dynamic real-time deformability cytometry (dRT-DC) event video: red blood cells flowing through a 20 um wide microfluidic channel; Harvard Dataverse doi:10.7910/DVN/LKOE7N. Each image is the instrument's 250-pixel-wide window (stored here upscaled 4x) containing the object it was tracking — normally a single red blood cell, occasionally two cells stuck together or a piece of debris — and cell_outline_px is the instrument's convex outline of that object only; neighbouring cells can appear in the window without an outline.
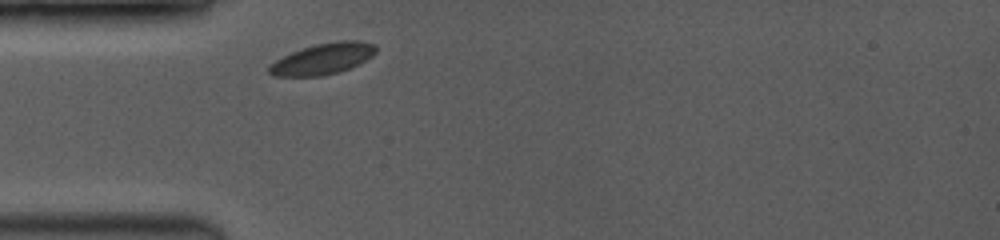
{"species": "common noctule bat (a hibernating species)", "species_latin": "Nyctalus noctula", "temperature_condition": "room temperature", "stored_images_in_passage": 25, "camera_frame_rate_fps": 3500, "um_per_image_px": 0.085, "animal": {"sex": "female", "body_mass_g": 19.0, "forearm_length_mm": 53.3}, "frame": {"image": 1, "passage_image": 1, "time_ms": 0.0, "image_size_px": [1000, 240], "cell_outline_px": [[376, 52], [372, 56], [348, 68], [336, 72], [320, 76], [272, 76], [268, 72], [268, 64], [292, 52], [316, 44], [340, 40], [360, 40], [376, 44]], "centroid_in_image_um": [27.42, 4.99], "position_along_channel_um": 57.6, "area_um2": 19.13}}
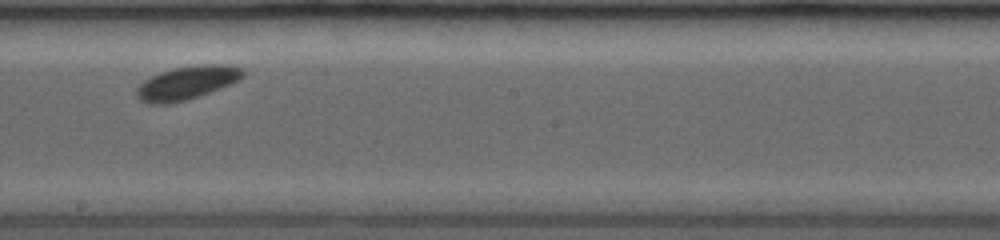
{"frame": {"image": 2, "passage_image": 15, "time_ms": 4.571, "image_size_px": [1000, 240], "cell_outline_px": [[248, 72], [244, 76], [220, 88], [200, 96], [168, 104], [148, 104], [140, 100], [136, 96], [136, 88], [144, 80], [160, 72], [172, 68], [200, 64], [224, 64], [244, 68]], "centroid_in_image_um": [15.89, 7.03], "position_along_channel_um": 232.3, "area_um2": 20.81}}
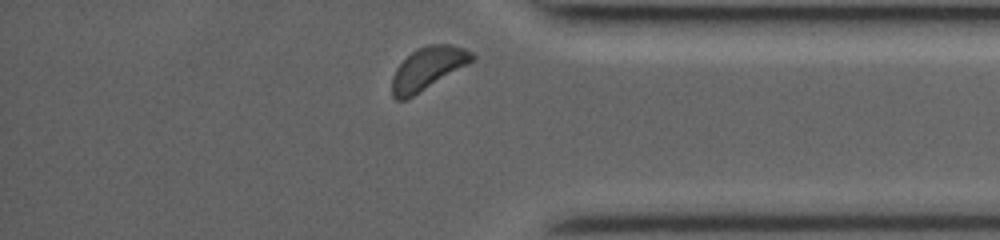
{"frame": {"image": 3, "passage_image": 25, "time_ms": 8.857, "image_size_px": [1000, 240], "cell_outline_px": [[476, 60], [408, 100], [396, 100], [392, 96], [392, 76], [396, 68], [412, 52], [428, 44], [452, 44], [464, 48], [472, 52], [476, 56]], "centroid_in_image_um": [36.39, 5.84], "position_along_channel_um": 398.8, "area_um2": 20.17}, "authors_computed_cell_mechanics": {"area_um2": 19.9988, "velocity_mm_per_s": 3.9105, "shape_relaxation_time_tau1_ms": 0.992, "shape_relaxation_time_tau2_ms": null, "deformation_change_tau1": 0.0445, "deformation_change_tau2": null}}